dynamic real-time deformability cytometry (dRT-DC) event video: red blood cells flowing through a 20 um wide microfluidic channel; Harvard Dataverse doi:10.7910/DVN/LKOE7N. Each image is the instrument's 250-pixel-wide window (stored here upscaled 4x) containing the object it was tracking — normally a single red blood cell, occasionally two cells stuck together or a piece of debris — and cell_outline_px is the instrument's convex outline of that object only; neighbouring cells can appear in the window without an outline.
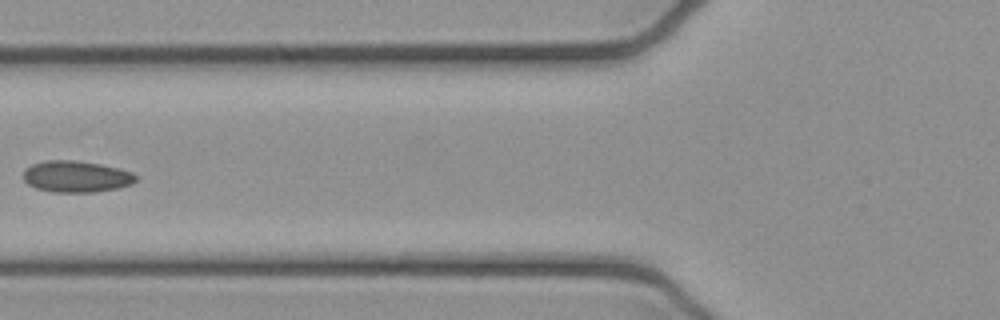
{"species": "common noctule bat (a hibernating species)", "species_latin": "Nyctalus noctula", "temperature_condition": "cold", "stored_images_in_passage": 3, "camera_frame_rate_fps": 3000, "um_per_image_px": 0.085, "animal": {"sex": "female", "body_mass_g": 21.9}, "frame": {"image": 1, "passage_image": 2, "time_ms": 0.333, "image_size_px": [1000, 320], "cell_outline_px": [[136, 180], [132, 184], [116, 188], [92, 192], [52, 192], [36, 188], [28, 184], [24, 180], [24, 168], [32, 164], [44, 160], [76, 160], [100, 164], [132, 172], [136, 176]], "centroid_in_image_um": [6.44, 15.0], "position_along_channel_um": 119.4, "area_um2": 20.58}}
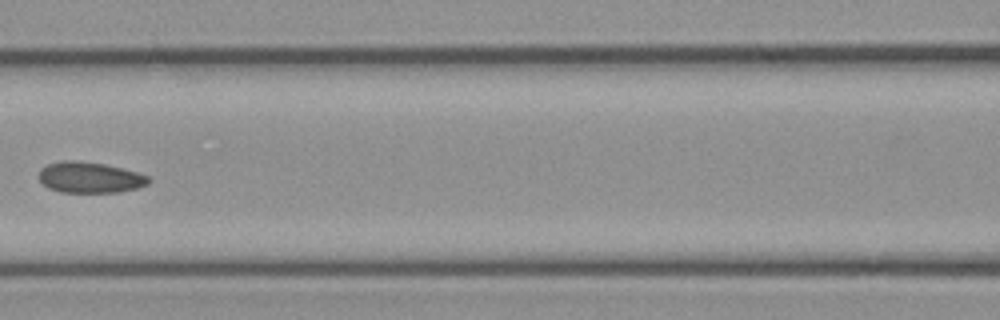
{"frame": {"image": 2, "passage_image": 3, "time_ms": 0.667, "image_size_px": [1000, 320], "cell_outline_px": [[152, 180], [148, 184], [136, 188], [120, 192], [60, 192], [48, 188], [40, 180], [40, 168], [48, 164], [64, 160], [76, 160], [104, 164], [136, 172], [148, 176]], "centroid_in_image_um": [7.64, 15.08], "position_along_channel_um": 159.0, "area_um2": 19.65}}